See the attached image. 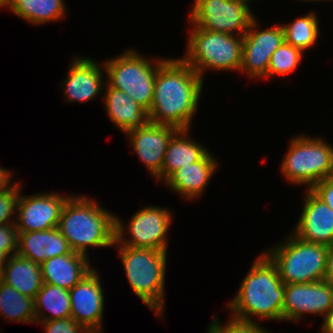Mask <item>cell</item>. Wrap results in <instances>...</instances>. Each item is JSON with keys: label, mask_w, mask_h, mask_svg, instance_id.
I'll list each match as a JSON object with an SVG mask.
<instances>
[{"label": "cell", "mask_w": 333, "mask_h": 333, "mask_svg": "<svg viewBox=\"0 0 333 333\" xmlns=\"http://www.w3.org/2000/svg\"><path fill=\"white\" fill-rule=\"evenodd\" d=\"M203 79L181 58H166L157 69L149 122L191 129Z\"/></svg>", "instance_id": "6da1fadb"}, {"label": "cell", "mask_w": 333, "mask_h": 333, "mask_svg": "<svg viewBox=\"0 0 333 333\" xmlns=\"http://www.w3.org/2000/svg\"><path fill=\"white\" fill-rule=\"evenodd\" d=\"M285 284L276 265L263 252L252 263L241 285L228 303L231 317L256 322L262 320L282 321Z\"/></svg>", "instance_id": "7a4b0ae2"}, {"label": "cell", "mask_w": 333, "mask_h": 333, "mask_svg": "<svg viewBox=\"0 0 333 333\" xmlns=\"http://www.w3.org/2000/svg\"><path fill=\"white\" fill-rule=\"evenodd\" d=\"M115 214L85 195H71L64 203L58 229L72 251L89 257L91 247H114Z\"/></svg>", "instance_id": "3957f363"}, {"label": "cell", "mask_w": 333, "mask_h": 333, "mask_svg": "<svg viewBox=\"0 0 333 333\" xmlns=\"http://www.w3.org/2000/svg\"><path fill=\"white\" fill-rule=\"evenodd\" d=\"M117 247L134 294L160 318L165 307L167 252L150 248Z\"/></svg>", "instance_id": "277c9868"}, {"label": "cell", "mask_w": 333, "mask_h": 333, "mask_svg": "<svg viewBox=\"0 0 333 333\" xmlns=\"http://www.w3.org/2000/svg\"><path fill=\"white\" fill-rule=\"evenodd\" d=\"M274 246L264 253L276 265L284 284L311 283L325 279L326 245L304 241L290 232L285 240Z\"/></svg>", "instance_id": "5b68a950"}, {"label": "cell", "mask_w": 333, "mask_h": 333, "mask_svg": "<svg viewBox=\"0 0 333 333\" xmlns=\"http://www.w3.org/2000/svg\"><path fill=\"white\" fill-rule=\"evenodd\" d=\"M183 60L204 80L205 71H239L243 36L212 32L192 23ZM207 69V70H206Z\"/></svg>", "instance_id": "8992f818"}, {"label": "cell", "mask_w": 333, "mask_h": 333, "mask_svg": "<svg viewBox=\"0 0 333 333\" xmlns=\"http://www.w3.org/2000/svg\"><path fill=\"white\" fill-rule=\"evenodd\" d=\"M280 170L286 181L311 189L321 180L333 176V145L322 137L305 136L290 140ZM330 144V145H329Z\"/></svg>", "instance_id": "52a82bcc"}, {"label": "cell", "mask_w": 333, "mask_h": 333, "mask_svg": "<svg viewBox=\"0 0 333 333\" xmlns=\"http://www.w3.org/2000/svg\"><path fill=\"white\" fill-rule=\"evenodd\" d=\"M165 59L157 58L152 61L133 48L127 49L115 58L103 60L107 77L105 81L111 87L125 91L136 103L149 111L157 69Z\"/></svg>", "instance_id": "ba28073f"}, {"label": "cell", "mask_w": 333, "mask_h": 333, "mask_svg": "<svg viewBox=\"0 0 333 333\" xmlns=\"http://www.w3.org/2000/svg\"><path fill=\"white\" fill-rule=\"evenodd\" d=\"M172 217L168 208L152 205L134 213L128 224H123L121 218L115 216L114 246L167 251L169 243L167 236ZM126 232H128L129 238L125 236Z\"/></svg>", "instance_id": "9c48e42d"}, {"label": "cell", "mask_w": 333, "mask_h": 333, "mask_svg": "<svg viewBox=\"0 0 333 333\" xmlns=\"http://www.w3.org/2000/svg\"><path fill=\"white\" fill-rule=\"evenodd\" d=\"M249 3L247 0H194L188 21L207 31L243 36L256 17Z\"/></svg>", "instance_id": "30bf717a"}, {"label": "cell", "mask_w": 333, "mask_h": 333, "mask_svg": "<svg viewBox=\"0 0 333 333\" xmlns=\"http://www.w3.org/2000/svg\"><path fill=\"white\" fill-rule=\"evenodd\" d=\"M255 17L243 35L242 63L239 72L250 79L267 78L270 59L275 50L285 41L282 25L260 29ZM260 29V30H259Z\"/></svg>", "instance_id": "8fae6325"}, {"label": "cell", "mask_w": 333, "mask_h": 333, "mask_svg": "<svg viewBox=\"0 0 333 333\" xmlns=\"http://www.w3.org/2000/svg\"><path fill=\"white\" fill-rule=\"evenodd\" d=\"M333 307V285L325 280L285 284L282 321L299 322L303 315L323 317Z\"/></svg>", "instance_id": "7c38bea8"}, {"label": "cell", "mask_w": 333, "mask_h": 333, "mask_svg": "<svg viewBox=\"0 0 333 333\" xmlns=\"http://www.w3.org/2000/svg\"><path fill=\"white\" fill-rule=\"evenodd\" d=\"M70 195L58 192L19 196L15 219L18 232L43 231L58 227L64 203Z\"/></svg>", "instance_id": "4fadbf2b"}, {"label": "cell", "mask_w": 333, "mask_h": 333, "mask_svg": "<svg viewBox=\"0 0 333 333\" xmlns=\"http://www.w3.org/2000/svg\"><path fill=\"white\" fill-rule=\"evenodd\" d=\"M99 276L93 268L69 290L71 318L90 333H103L105 296Z\"/></svg>", "instance_id": "5bb4252c"}, {"label": "cell", "mask_w": 333, "mask_h": 333, "mask_svg": "<svg viewBox=\"0 0 333 333\" xmlns=\"http://www.w3.org/2000/svg\"><path fill=\"white\" fill-rule=\"evenodd\" d=\"M67 76L63 79V93L66 102H87L96 99L104 89L105 67L97 60L79 55L72 59ZM100 64V65H99ZM70 101V102H69Z\"/></svg>", "instance_id": "9a60e30c"}, {"label": "cell", "mask_w": 333, "mask_h": 333, "mask_svg": "<svg viewBox=\"0 0 333 333\" xmlns=\"http://www.w3.org/2000/svg\"><path fill=\"white\" fill-rule=\"evenodd\" d=\"M178 130L171 125L148 122L126 133L135 154L154 178L161 173L168 143Z\"/></svg>", "instance_id": "2e32d148"}, {"label": "cell", "mask_w": 333, "mask_h": 333, "mask_svg": "<svg viewBox=\"0 0 333 333\" xmlns=\"http://www.w3.org/2000/svg\"><path fill=\"white\" fill-rule=\"evenodd\" d=\"M303 198V210L292 233L307 242L333 244V210L310 189Z\"/></svg>", "instance_id": "e0dca14e"}, {"label": "cell", "mask_w": 333, "mask_h": 333, "mask_svg": "<svg viewBox=\"0 0 333 333\" xmlns=\"http://www.w3.org/2000/svg\"><path fill=\"white\" fill-rule=\"evenodd\" d=\"M217 160L209 151L200 161L181 166L174 171L164 184L185 200L198 199L218 169Z\"/></svg>", "instance_id": "ac0fdd59"}, {"label": "cell", "mask_w": 333, "mask_h": 333, "mask_svg": "<svg viewBox=\"0 0 333 333\" xmlns=\"http://www.w3.org/2000/svg\"><path fill=\"white\" fill-rule=\"evenodd\" d=\"M105 112L116 128L128 133L141 128L149 122L148 111L141 107L125 91L111 87L107 82L104 85Z\"/></svg>", "instance_id": "d6986e66"}, {"label": "cell", "mask_w": 333, "mask_h": 333, "mask_svg": "<svg viewBox=\"0 0 333 333\" xmlns=\"http://www.w3.org/2000/svg\"><path fill=\"white\" fill-rule=\"evenodd\" d=\"M71 252L67 240L57 227L43 231L18 232L17 254L38 264Z\"/></svg>", "instance_id": "ffe728a7"}, {"label": "cell", "mask_w": 333, "mask_h": 333, "mask_svg": "<svg viewBox=\"0 0 333 333\" xmlns=\"http://www.w3.org/2000/svg\"><path fill=\"white\" fill-rule=\"evenodd\" d=\"M40 267L44 283L66 290L72 289L93 269L89 257L74 251L47 259Z\"/></svg>", "instance_id": "44dd1931"}, {"label": "cell", "mask_w": 333, "mask_h": 333, "mask_svg": "<svg viewBox=\"0 0 333 333\" xmlns=\"http://www.w3.org/2000/svg\"><path fill=\"white\" fill-rule=\"evenodd\" d=\"M190 129H179L170 139L161 173L155 178L164 182L181 166L200 161L210 150L190 138Z\"/></svg>", "instance_id": "7402d4cb"}, {"label": "cell", "mask_w": 333, "mask_h": 333, "mask_svg": "<svg viewBox=\"0 0 333 333\" xmlns=\"http://www.w3.org/2000/svg\"><path fill=\"white\" fill-rule=\"evenodd\" d=\"M0 280L32 299H35L44 284L40 264L19 254L9 257Z\"/></svg>", "instance_id": "603a6c76"}, {"label": "cell", "mask_w": 333, "mask_h": 333, "mask_svg": "<svg viewBox=\"0 0 333 333\" xmlns=\"http://www.w3.org/2000/svg\"><path fill=\"white\" fill-rule=\"evenodd\" d=\"M65 6L64 0H11L9 8L19 18L40 26L66 17Z\"/></svg>", "instance_id": "cb8c5ba5"}, {"label": "cell", "mask_w": 333, "mask_h": 333, "mask_svg": "<svg viewBox=\"0 0 333 333\" xmlns=\"http://www.w3.org/2000/svg\"><path fill=\"white\" fill-rule=\"evenodd\" d=\"M34 304L36 322L71 317L69 290L60 288L56 285L44 283L42 288L36 294Z\"/></svg>", "instance_id": "d4e9b609"}, {"label": "cell", "mask_w": 333, "mask_h": 333, "mask_svg": "<svg viewBox=\"0 0 333 333\" xmlns=\"http://www.w3.org/2000/svg\"><path fill=\"white\" fill-rule=\"evenodd\" d=\"M0 316L8 322L36 324L34 299L0 280Z\"/></svg>", "instance_id": "484cf974"}, {"label": "cell", "mask_w": 333, "mask_h": 333, "mask_svg": "<svg viewBox=\"0 0 333 333\" xmlns=\"http://www.w3.org/2000/svg\"><path fill=\"white\" fill-rule=\"evenodd\" d=\"M281 25L284 29L285 42L300 49L303 53L312 48L319 38L320 24L316 11H310L289 24Z\"/></svg>", "instance_id": "4316f807"}, {"label": "cell", "mask_w": 333, "mask_h": 333, "mask_svg": "<svg viewBox=\"0 0 333 333\" xmlns=\"http://www.w3.org/2000/svg\"><path fill=\"white\" fill-rule=\"evenodd\" d=\"M304 53L285 41L272 54L267 78L284 76L295 71L303 59Z\"/></svg>", "instance_id": "83f0119b"}, {"label": "cell", "mask_w": 333, "mask_h": 333, "mask_svg": "<svg viewBox=\"0 0 333 333\" xmlns=\"http://www.w3.org/2000/svg\"><path fill=\"white\" fill-rule=\"evenodd\" d=\"M21 183L13 184L5 191L0 192V225L14 224L18 199L21 192Z\"/></svg>", "instance_id": "f1b7e54d"}, {"label": "cell", "mask_w": 333, "mask_h": 333, "mask_svg": "<svg viewBox=\"0 0 333 333\" xmlns=\"http://www.w3.org/2000/svg\"><path fill=\"white\" fill-rule=\"evenodd\" d=\"M211 325L219 333H269L264 327L259 326L260 324H257V322L243 321L233 317L222 326L220 319L214 316Z\"/></svg>", "instance_id": "f546056e"}, {"label": "cell", "mask_w": 333, "mask_h": 333, "mask_svg": "<svg viewBox=\"0 0 333 333\" xmlns=\"http://www.w3.org/2000/svg\"><path fill=\"white\" fill-rule=\"evenodd\" d=\"M36 324H41L45 328L46 333H90L83 325L78 324L71 317L36 322Z\"/></svg>", "instance_id": "4dcf8cb0"}, {"label": "cell", "mask_w": 333, "mask_h": 333, "mask_svg": "<svg viewBox=\"0 0 333 333\" xmlns=\"http://www.w3.org/2000/svg\"><path fill=\"white\" fill-rule=\"evenodd\" d=\"M0 249L4 250L9 256L17 254L18 230L15 224L0 225Z\"/></svg>", "instance_id": "1f68e13d"}, {"label": "cell", "mask_w": 333, "mask_h": 333, "mask_svg": "<svg viewBox=\"0 0 333 333\" xmlns=\"http://www.w3.org/2000/svg\"><path fill=\"white\" fill-rule=\"evenodd\" d=\"M310 190L333 210V176L316 183Z\"/></svg>", "instance_id": "d6a6232c"}, {"label": "cell", "mask_w": 333, "mask_h": 333, "mask_svg": "<svg viewBox=\"0 0 333 333\" xmlns=\"http://www.w3.org/2000/svg\"><path fill=\"white\" fill-rule=\"evenodd\" d=\"M324 280L333 285V244L327 246L326 274Z\"/></svg>", "instance_id": "836d02e7"}, {"label": "cell", "mask_w": 333, "mask_h": 333, "mask_svg": "<svg viewBox=\"0 0 333 333\" xmlns=\"http://www.w3.org/2000/svg\"><path fill=\"white\" fill-rule=\"evenodd\" d=\"M13 173L0 166V192L7 190L13 183Z\"/></svg>", "instance_id": "e575fe53"}, {"label": "cell", "mask_w": 333, "mask_h": 333, "mask_svg": "<svg viewBox=\"0 0 333 333\" xmlns=\"http://www.w3.org/2000/svg\"><path fill=\"white\" fill-rule=\"evenodd\" d=\"M321 333H333V307L323 318V323L320 328Z\"/></svg>", "instance_id": "d590c367"}, {"label": "cell", "mask_w": 333, "mask_h": 333, "mask_svg": "<svg viewBox=\"0 0 333 333\" xmlns=\"http://www.w3.org/2000/svg\"><path fill=\"white\" fill-rule=\"evenodd\" d=\"M9 255L2 249H0V276L2 274L4 266L8 263Z\"/></svg>", "instance_id": "8d00e7d4"}, {"label": "cell", "mask_w": 333, "mask_h": 333, "mask_svg": "<svg viewBox=\"0 0 333 333\" xmlns=\"http://www.w3.org/2000/svg\"><path fill=\"white\" fill-rule=\"evenodd\" d=\"M10 3H11V0H0V8H8L9 9V6H10Z\"/></svg>", "instance_id": "74e56055"}, {"label": "cell", "mask_w": 333, "mask_h": 333, "mask_svg": "<svg viewBox=\"0 0 333 333\" xmlns=\"http://www.w3.org/2000/svg\"><path fill=\"white\" fill-rule=\"evenodd\" d=\"M207 333H219L212 325L208 327Z\"/></svg>", "instance_id": "f35d334b"}, {"label": "cell", "mask_w": 333, "mask_h": 333, "mask_svg": "<svg viewBox=\"0 0 333 333\" xmlns=\"http://www.w3.org/2000/svg\"><path fill=\"white\" fill-rule=\"evenodd\" d=\"M299 1H304V2H306V1H308V2H311V1H312V2H313V1H315V2H316V1H318V2H319V1H322V2H323V1H324V2H325V1H328V0H299ZM329 1H331V0H329Z\"/></svg>", "instance_id": "ab89813d"}]
</instances>
